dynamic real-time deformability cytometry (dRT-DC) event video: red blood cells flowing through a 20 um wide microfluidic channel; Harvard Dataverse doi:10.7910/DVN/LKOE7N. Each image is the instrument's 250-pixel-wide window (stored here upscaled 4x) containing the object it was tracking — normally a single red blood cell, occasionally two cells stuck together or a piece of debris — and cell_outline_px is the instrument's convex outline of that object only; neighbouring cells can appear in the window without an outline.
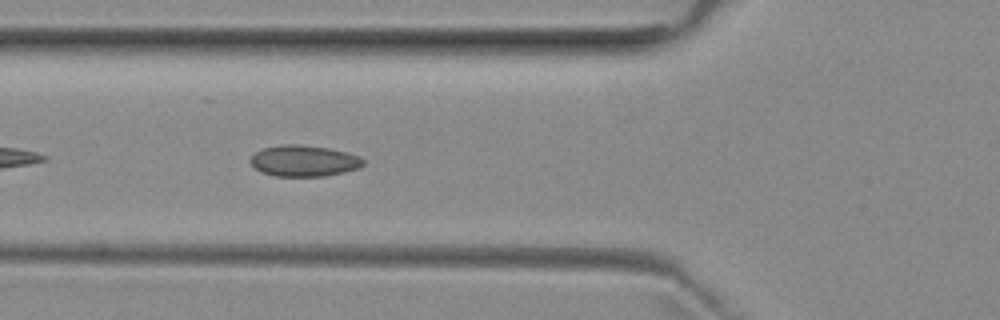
{"species": "common noctule bat (a hibernating species)", "species_latin": "Nyctalus noctula", "temperature_condition": "room temperature", "stored_images_in_passage": 39, "camera_frame_rate_fps": 3000, "um_per_image_px": 0.085, "animal": {"sex": "female", "body_mass_g": 29.2, "forearm_length_mm": 56.3}, "frame": {"image": 1, "passage_image": 6, "time_ms": 1.667, "image_size_px": [1000, 320], "cell_outline_px": [[364, 164], [360, 168], [344, 172], [324, 176], [272, 176], [260, 172], [248, 160], [256, 152], [264, 148], [280, 144], [300, 144], [328, 148], [348, 152], [360, 156], [364, 160]], "centroid_in_image_um": [25.84, 13.67], "position_along_channel_um": 100.0, "area_um2": 20.69}}
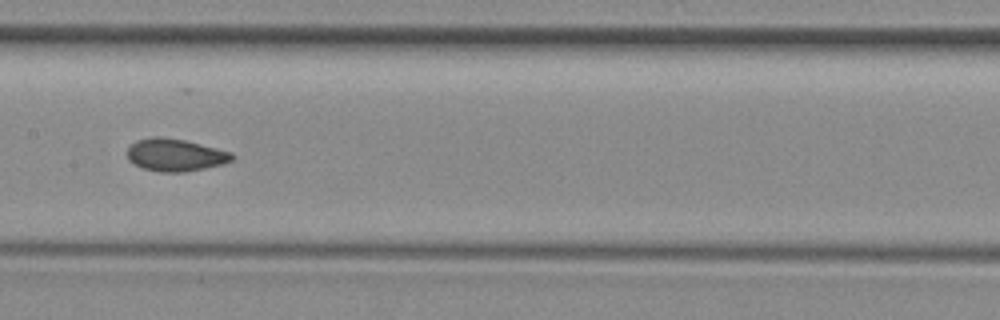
{"frame": {"image": 2, "passage_image": 13, "time_ms": 4.0, "image_size_px": [1000, 320], "cell_outline_px": [[236, 156], [232, 160], [224, 164], [184, 172], [160, 172], [144, 168], [128, 160], [128, 148], [136, 140], [156, 136], [160, 136], [184, 140], [232, 152]], "centroid_in_image_um": [14.92, 13.17], "position_along_channel_um": 192.5, "area_um2": 19.71}}
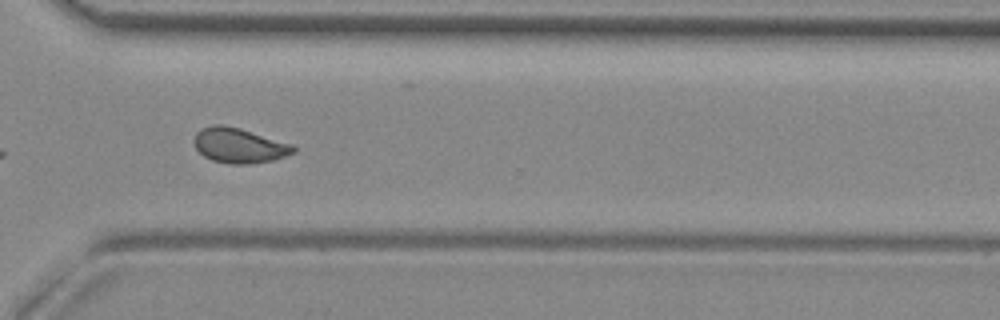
{"frame": {"image": 3, "passage_image": 25, "time_ms": 8.0, "image_size_px": [1000, 320], "cell_outline_px": [[296, 152], [272, 160], [248, 164], [228, 164], [212, 160], [204, 156], [196, 148], [192, 140], [196, 132], [200, 128], [212, 124], [224, 124], [240, 128], [292, 144], [296, 148]], "centroid_in_image_um": [20.29, 12.35], "position_along_channel_um": 350.3, "area_um2": 20.4}, "authors_computed_cell_mechanics": {"area_um2": 19.7098, "velocity_mm_per_s": 3.9557, "shape_relaxation_time_tau1_ms": null, "shape_relaxation_time_tau2_ms": 1.2688, "deformation_change_tau1": null, "deformation_change_tau2": 0.0629}}